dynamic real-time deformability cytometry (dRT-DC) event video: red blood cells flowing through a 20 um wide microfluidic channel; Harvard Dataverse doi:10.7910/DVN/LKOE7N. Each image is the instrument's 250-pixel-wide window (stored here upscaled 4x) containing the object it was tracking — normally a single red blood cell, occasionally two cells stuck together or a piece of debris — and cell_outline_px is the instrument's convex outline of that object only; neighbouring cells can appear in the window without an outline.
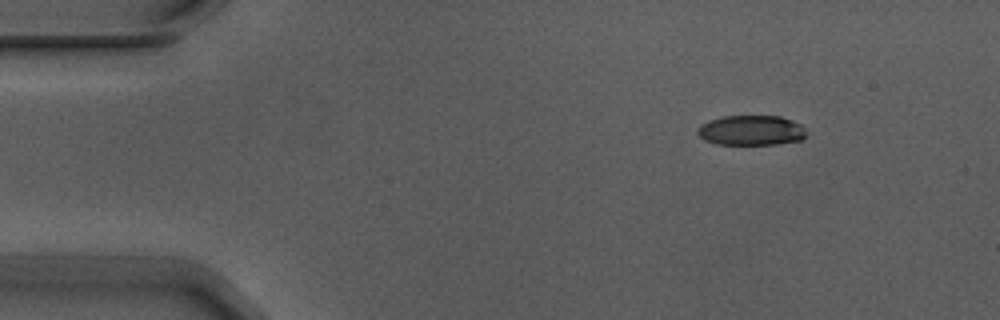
{"species": "Egyptian fruit bat (a non-hibernating species)", "species_latin": "Rousettus aegyptiacus", "temperature_condition": "warm", "stored_images_in_passage": 5, "camera_frame_rate_fps": 3000, "um_per_image_px": 0.085, "animal": {"sex": "male"}, "frame": {"image": 1, "passage_image": 1, "time_ms": 0.0, "image_size_px": [1000, 320], "cell_outline_px": [[804, 136], [800, 140], [776, 144], [716, 144], [704, 140], [696, 132], [700, 124], [708, 120], [724, 116], [780, 116], [792, 120], [800, 124], [804, 128]], "centroid_in_image_um": [63.8, 11.07], "position_along_channel_um": 21.2, "area_um2": 18.96}}
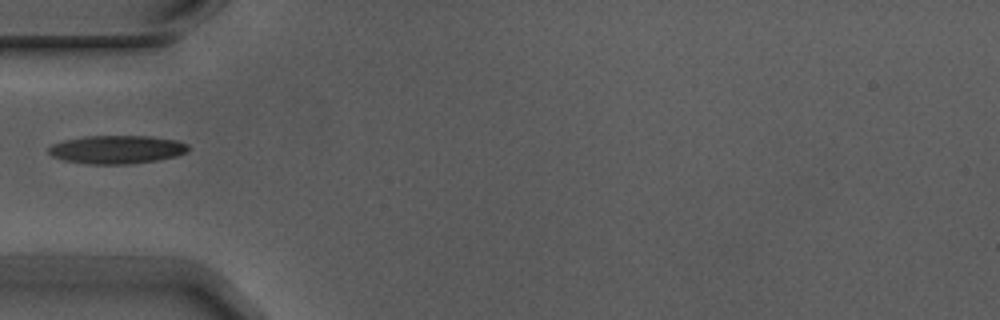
{"frame": {"image": 2, "passage_image": 4, "time_ms": 1.0, "image_size_px": [1000, 320], "cell_outline_px": [[188, 152], [176, 156], [156, 160], [128, 164], [88, 164], [64, 160], [52, 156], [48, 152], [48, 148], [52, 144], [64, 140], [84, 136], [148, 136], [176, 140], [188, 144]], "centroid_in_image_um": [9.91, 12.7], "position_along_channel_um": 75.1, "area_um2": 23.0}}